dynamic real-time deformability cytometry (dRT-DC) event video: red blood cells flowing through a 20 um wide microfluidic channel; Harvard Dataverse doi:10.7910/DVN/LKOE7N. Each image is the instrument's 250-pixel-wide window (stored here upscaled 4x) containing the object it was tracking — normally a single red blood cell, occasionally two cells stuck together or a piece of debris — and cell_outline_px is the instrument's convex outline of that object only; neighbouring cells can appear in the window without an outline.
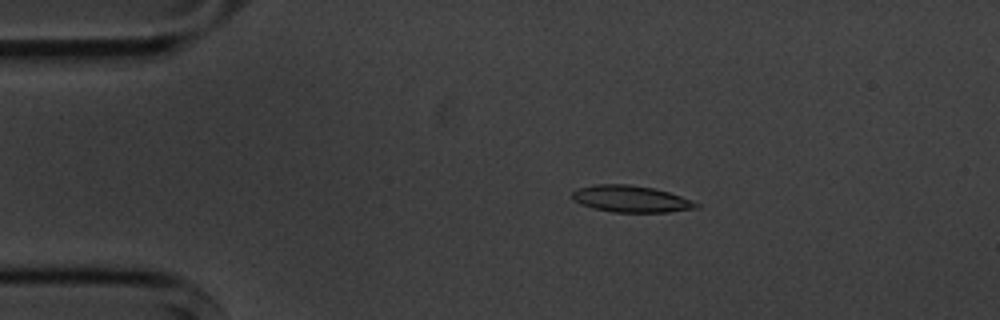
{"species": "common noctule bat (a hibernating species)", "species_latin": "Nyctalus noctula", "temperature_condition": "cold", "stored_images_in_passage": 6, "camera_frame_rate_fps": 3000, "um_per_image_px": 0.085, "animal": {"sex": "male", "body_mass_g": 20.1, "forearm_length_mm": 53.5}, "frame": {"image": 1, "passage_image": 3, "time_ms": 2.333, "image_size_px": [1000, 320], "cell_outline_px": [[700, 208], [668, 212], [612, 212], [592, 208], [580, 204], [572, 200], [572, 192], [576, 188], [596, 184], [628, 184], [652, 188], [668, 192], [692, 200], [700, 204]], "centroid_in_image_um": [53.61, 16.91], "position_along_channel_um": 31.4, "area_um2": 19.42}}
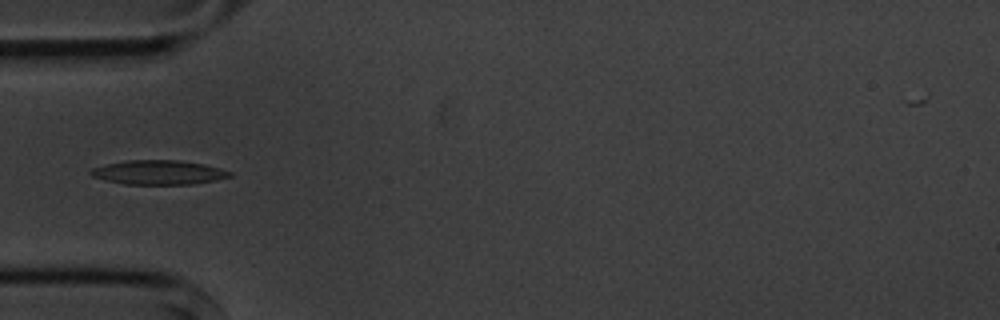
{"frame": {"image": 2, "passage_image": 5, "time_ms": 4.667, "image_size_px": [1000, 320], "cell_outline_px": [[232, 176], [216, 180], [192, 184], [124, 184], [92, 176], [88, 172], [92, 168], [108, 164], [128, 160], [180, 160], [204, 164], [220, 168], [232, 172]], "centroid_in_image_um": [13.52, 14.65], "position_along_channel_um": 71.5, "area_um2": 19.54}}
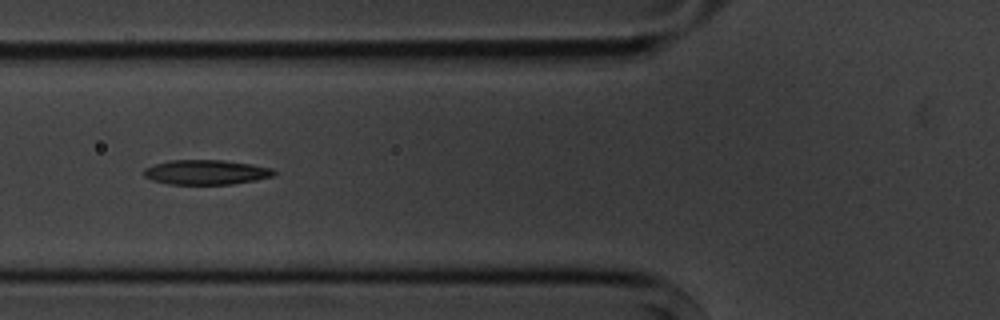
{"frame": {"image": 3, "passage_image": 6, "time_ms": 5.667, "image_size_px": [1000, 320], "cell_outline_px": [[276, 176], [256, 180], [232, 184], [168, 184], [152, 180], [144, 176], [144, 168], [156, 164], [172, 160], [224, 160], [252, 164], [272, 168], [276, 172]], "centroid_in_image_um": [17.56, 14.64], "position_along_channel_um": 108.2, "area_um2": 18.79}}